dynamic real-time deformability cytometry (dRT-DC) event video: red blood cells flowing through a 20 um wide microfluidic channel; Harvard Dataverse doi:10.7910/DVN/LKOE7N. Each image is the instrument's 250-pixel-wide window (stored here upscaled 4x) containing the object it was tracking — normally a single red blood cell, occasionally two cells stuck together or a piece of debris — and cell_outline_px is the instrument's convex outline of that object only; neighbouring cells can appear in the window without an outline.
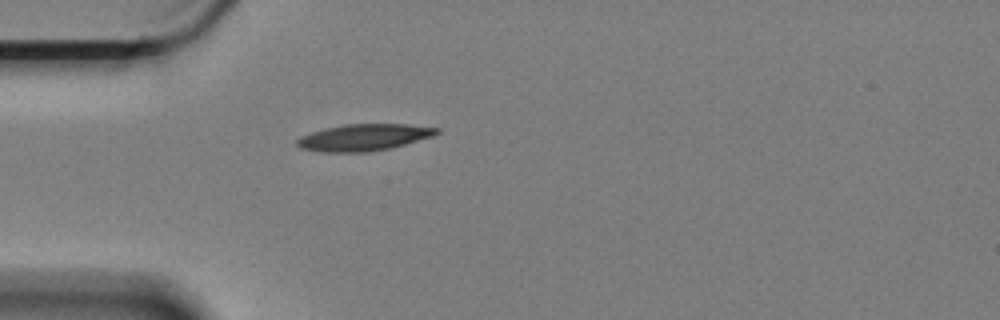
{"species": "Egyptian fruit bat (a non-hibernating species)", "species_latin": "Rousettus aegyptiacus", "temperature_condition": "cold", "stored_images_in_passage": 1, "camera_frame_rate_fps": 3000, "um_per_image_px": 0.085, "animal": {"sex": "female"}, "frame": {"image": 1, "passage_image": 1, "time_ms": 0.0, "image_size_px": [1000, 320], "cell_outline_px": [[440, 132], [432, 136], [404, 144], [388, 148], [364, 152], [320, 152], [300, 148], [296, 144], [296, 140], [300, 136], [324, 128], [344, 124], [408, 124], [440, 128]], "centroid_in_image_um": [30.89, 11.67], "position_along_channel_um": 54.1, "area_um2": 21.62}}